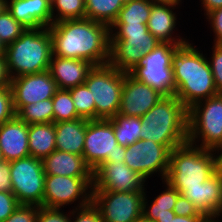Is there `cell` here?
Here are the masks:
<instances>
[{"label": "cell", "instance_id": "obj_29", "mask_svg": "<svg viewBox=\"0 0 222 222\" xmlns=\"http://www.w3.org/2000/svg\"><path fill=\"white\" fill-rule=\"evenodd\" d=\"M152 2L150 0H131L124 4L113 24H138L148 22Z\"/></svg>", "mask_w": 222, "mask_h": 222}, {"label": "cell", "instance_id": "obj_20", "mask_svg": "<svg viewBox=\"0 0 222 222\" xmlns=\"http://www.w3.org/2000/svg\"><path fill=\"white\" fill-rule=\"evenodd\" d=\"M0 148L3 159L8 162L30 156L28 124L17 115L0 126Z\"/></svg>", "mask_w": 222, "mask_h": 222}, {"label": "cell", "instance_id": "obj_6", "mask_svg": "<svg viewBox=\"0 0 222 222\" xmlns=\"http://www.w3.org/2000/svg\"><path fill=\"white\" fill-rule=\"evenodd\" d=\"M109 28V64L122 72H131L142 62L143 56L160 43L148 31L146 23L112 24Z\"/></svg>", "mask_w": 222, "mask_h": 222}, {"label": "cell", "instance_id": "obj_24", "mask_svg": "<svg viewBox=\"0 0 222 222\" xmlns=\"http://www.w3.org/2000/svg\"><path fill=\"white\" fill-rule=\"evenodd\" d=\"M87 123L88 120L84 118L54 123L56 150L82 156Z\"/></svg>", "mask_w": 222, "mask_h": 222}, {"label": "cell", "instance_id": "obj_17", "mask_svg": "<svg viewBox=\"0 0 222 222\" xmlns=\"http://www.w3.org/2000/svg\"><path fill=\"white\" fill-rule=\"evenodd\" d=\"M163 95L151 86L125 73L119 113L122 116L142 117Z\"/></svg>", "mask_w": 222, "mask_h": 222}, {"label": "cell", "instance_id": "obj_41", "mask_svg": "<svg viewBox=\"0 0 222 222\" xmlns=\"http://www.w3.org/2000/svg\"><path fill=\"white\" fill-rule=\"evenodd\" d=\"M173 212L177 216H204L194 204L182 194L177 197Z\"/></svg>", "mask_w": 222, "mask_h": 222}, {"label": "cell", "instance_id": "obj_8", "mask_svg": "<svg viewBox=\"0 0 222 222\" xmlns=\"http://www.w3.org/2000/svg\"><path fill=\"white\" fill-rule=\"evenodd\" d=\"M125 73L112 65L93 66L85 80L96 107V120L109 119L119 113Z\"/></svg>", "mask_w": 222, "mask_h": 222}, {"label": "cell", "instance_id": "obj_52", "mask_svg": "<svg viewBox=\"0 0 222 222\" xmlns=\"http://www.w3.org/2000/svg\"><path fill=\"white\" fill-rule=\"evenodd\" d=\"M134 222H152V221H148V220L144 219L143 217H141L140 219H138Z\"/></svg>", "mask_w": 222, "mask_h": 222}, {"label": "cell", "instance_id": "obj_14", "mask_svg": "<svg viewBox=\"0 0 222 222\" xmlns=\"http://www.w3.org/2000/svg\"><path fill=\"white\" fill-rule=\"evenodd\" d=\"M146 193L92 191V202L100 210L103 222H134L142 217Z\"/></svg>", "mask_w": 222, "mask_h": 222}, {"label": "cell", "instance_id": "obj_2", "mask_svg": "<svg viewBox=\"0 0 222 222\" xmlns=\"http://www.w3.org/2000/svg\"><path fill=\"white\" fill-rule=\"evenodd\" d=\"M187 42L172 55L174 95L189 109L195 103L218 93L209 62L203 53Z\"/></svg>", "mask_w": 222, "mask_h": 222}, {"label": "cell", "instance_id": "obj_38", "mask_svg": "<svg viewBox=\"0 0 222 222\" xmlns=\"http://www.w3.org/2000/svg\"><path fill=\"white\" fill-rule=\"evenodd\" d=\"M15 115L11 88H0V126Z\"/></svg>", "mask_w": 222, "mask_h": 222}, {"label": "cell", "instance_id": "obj_12", "mask_svg": "<svg viewBox=\"0 0 222 222\" xmlns=\"http://www.w3.org/2000/svg\"><path fill=\"white\" fill-rule=\"evenodd\" d=\"M94 177L45 175L43 206L61 208L79 200L76 208L92 201Z\"/></svg>", "mask_w": 222, "mask_h": 222}, {"label": "cell", "instance_id": "obj_22", "mask_svg": "<svg viewBox=\"0 0 222 222\" xmlns=\"http://www.w3.org/2000/svg\"><path fill=\"white\" fill-rule=\"evenodd\" d=\"M174 7L176 9L178 5L153 3L147 22L148 31L161 43L184 45L188 42L185 38L180 35L173 36L177 23L176 12L172 11Z\"/></svg>", "mask_w": 222, "mask_h": 222}, {"label": "cell", "instance_id": "obj_18", "mask_svg": "<svg viewBox=\"0 0 222 222\" xmlns=\"http://www.w3.org/2000/svg\"><path fill=\"white\" fill-rule=\"evenodd\" d=\"M180 194L186 197L204 216L222 215V177L216 172L201 186L185 188Z\"/></svg>", "mask_w": 222, "mask_h": 222}, {"label": "cell", "instance_id": "obj_37", "mask_svg": "<svg viewBox=\"0 0 222 222\" xmlns=\"http://www.w3.org/2000/svg\"><path fill=\"white\" fill-rule=\"evenodd\" d=\"M39 207L37 205L19 204L14 212L3 222H37Z\"/></svg>", "mask_w": 222, "mask_h": 222}, {"label": "cell", "instance_id": "obj_46", "mask_svg": "<svg viewBox=\"0 0 222 222\" xmlns=\"http://www.w3.org/2000/svg\"><path fill=\"white\" fill-rule=\"evenodd\" d=\"M213 151L215 152V154L217 153V155H215L216 172L222 177V145L217 146Z\"/></svg>", "mask_w": 222, "mask_h": 222}, {"label": "cell", "instance_id": "obj_4", "mask_svg": "<svg viewBox=\"0 0 222 222\" xmlns=\"http://www.w3.org/2000/svg\"><path fill=\"white\" fill-rule=\"evenodd\" d=\"M53 55L49 27L26 29L13 43L6 46V63L11 79L49 70Z\"/></svg>", "mask_w": 222, "mask_h": 222}, {"label": "cell", "instance_id": "obj_43", "mask_svg": "<svg viewBox=\"0 0 222 222\" xmlns=\"http://www.w3.org/2000/svg\"><path fill=\"white\" fill-rule=\"evenodd\" d=\"M0 192H12L10 162L6 160L0 162Z\"/></svg>", "mask_w": 222, "mask_h": 222}, {"label": "cell", "instance_id": "obj_50", "mask_svg": "<svg viewBox=\"0 0 222 222\" xmlns=\"http://www.w3.org/2000/svg\"><path fill=\"white\" fill-rule=\"evenodd\" d=\"M6 53V46L5 44L0 40V56H5Z\"/></svg>", "mask_w": 222, "mask_h": 222}, {"label": "cell", "instance_id": "obj_21", "mask_svg": "<svg viewBox=\"0 0 222 222\" xmlns=\"http://www.w3.org/2000/svg\"><path fill=\"white\" fill-rule=\"evenodd\" d=\"M93 64L86 60H77L53 56L49 72L56 82L58 89H70L85 83Z\"/></svg>", "mask_w": 222, "mask_h": 222}, {"label": "cell", "instance_id": "obj_5", "mask_svg": "<svg viewBox=\"0 0 222 222\" xmlns=\"http://www.w3.org/2000/svg\"><path fill=\"white\" fill-rule=\"evenodd\" d=\"M216 173V159L213 150L189 144L174 148L170 153L166 181L179 193L185 188L201 186Z\"/></svg>", "mask_w": 222, "mask_h": 222}, {"label": "cell", "instance_id": "obj_48", "mask_svg": "<svg viewBox=\"0 0 222 222\" xmlns=\"http://www.w3.org/2000/svg\"><path fill=\"white\" fill-rule=\"evenodd\" d=\"M152 3L180 5L182 0H150Z\"/></svg>", "mask_w": 222, "mask_h": 222}, {"label": "cell", "instance_id": "obj_11", "mask_svg": "<svg viewBox=\"0 0 222 222\" xmlns=\"http://www.w3.org/2000/svg\"><path fill=\"white\" fill-rule=\"evenodd\" d=\"M45 175L42 159L29 156L10 162L12 193L19 204L43 206Z\"/></svg>", "mask_w": 222, "mask_h": 222}, {"label": "cell", "instance_id": "obj_53", "mask_svg": "<svg viewBox=\"0 0 222 222\" xmlns=\"http://www.w3.org/2000/svg\"><path fill=\"white\" fill-rule=\"evenodd\" d=\"M4 159H3V156H2V153H1V148H0V162H2Z\"/></svg>", "mask_w": 222, "mask_h": 222}, {"label": "cell", "instance_id": "obj_7", "mask_svg": "<svg viewBox=\"0 0 222 222\" xmlns=\"http://www.w3.org/2000/svg\"><path fill=\"white\" fill-rule=\"evenodd\" d=\"M188 143L209 150L222 145V93L188 109Z\"/></svg>", "mask_w": 222, "mask_h": 222}, {"label": "cell", "instance_id": "obj_10", "mask_svg": "<svg viewBox=\"0 0 222 222\" xmlns=\"http://www.w3.org/2000/svg\"><path fill=\"white\" fill-rule=\"evenodd\" d=\"M181 45L159 43L152 51L143 56L142 62L129 72L137 80L151 86L163 96L175 93L172 55Z\"/></svg>", "mask_w": 222, "mask_h": 222}, {"label": "cell", "instance_id": "obj_19", "mask_svg": "<svg viewBox=\"0 0 222 222\" xmlns=\"http://www.w3.org/2000/svg\"><path fill=\"white\" fill-rule=\"evenodd\" d=\"M6 9L27 29L53 24L51 0H6Z\"/></svg>", "mask_w": 222, "mask_h": 222}, {"label": "cell", "instance_id": "obj_47", "mask_svg": "<svg viewBox=\"0 0 222 222\" xmlns=\"http://www.w3.org/2000/svg\"><path fill=\"white\" fill-rule=\"evenodd\" d=\"M204 216H177L171 222H199Z\"/></svg>", "mask_w": 222, "mask_h": 222}, {"label": "cell", "instance_id": "obj_15", "mask_svg": "<svg viewBox=\"0 0 222 222\" xmlns=\"http://www.w3.org/2000/svg\"><path fill=\"white\" fill-rule=\"evenodd\" d=\"M10 88L16 114L25 105L52 98L58 90L49 70L13 78Z\"/></svg>", "mask_w": 222, "mask_h": 222}, {"label": "cell", "instance_id": "obj_26", "mask_svg": "<svg viewBox=\"0 0 222 222\" xmlns=\"http://www.w3.org/2000/svg\"><path fill=\"white\" fill-rule=\"evenodd\" d=\"M54 123L28 125V145L30 156L43 159L56 150Z\"/></svg>", "mask_w": 222, "mask_h": 222}, {"label": "cell", "instance_id": "obj_28", "mask_svg": "<svg viewBox=\"0 0 222 222\" xmlns=\"http://www.w3.org/2000/svg\"><path fill=\"white\" fill-rule=\"evenodd\" d=\"M114 129V134L119 145L127 147L140 140L141 118L122 116L116 114L108 119Z\"/></svg>", "mask_w": 222, "mask_h": 222}, {"label": "cell", "instance_id": "obj_51", "mask_svg": "<svg viewBox=\"0 0 222 222\" xmlns=\"http://www.w3.org/2000/svg\"><path fill=\"white\" fill-rule=\"evenodd\" d=\"M6 9V0H0V14Z\"/></svg>", "mask_w": 222, "mask_h": 222}, {"label": "cell", "instance_id": "obj_45", "mask_svg": "<svg viewBox=\"0 0 222 222\" xmlns=\"http://www.w3.org/2000/svg\"><path fill=\"white\" fill-rule=\"evenodd\" d=\"M205 16L213 10L222 8V0H200Z\"/></svg>", "mask_w": 222, "mask_h": 222}, {"label": "cell", "instance_id": "obj_32", "mask_svg": "<svg viewBox=\"0 0 222 222\" xmlns=\"http://www.w3.org/2000/svg\"><path fill=\"white\" fill-rule=\"evenodd\" d=\"M51 12L53 23L86 18L85 3L82 0H51Z\"/></svg>", "mask_w": 222, "mask_h": 222}, {"label": "cell", "instance_id": "obj_3", "mask_svg": "<svg viewBox=\"0 0 222 222\" xmlns=\"http://www.w3.org/2000/svg\"><path fill=\"white\" fill-rule=\"evenodd\" d=\"M141 118V140H152L170 150L188 142V108L175 96H163Z\"/></svg>", "mask_w": 222, "mask_h": 222}, {"label": "cell", "instance_id": "obj_16", "mask_svg": "<svg viewBox=\"0 0 222 222\" xmlns=\"http://www.w3.org/2000/svg\"><path fill=\"white\" fill-rule=\"evenodd\" d=\"M146 179L131 170L124 161L103 163L94 171L92 191L139 192L145 191Z\"/></svg>", "mask_w": 222, "mask_h": 222}, {"label": "cell", "instance_id": "obj_35", "mask_svg": "<svg viewBox=\"0 0 222 222\" xmlns=\"http://www.w3.org/2000/svg\"><path fill=\"white\" fill-rule=\"evenodd\" d=\"M72 210L70 222H103L100 210L92 201L85 206L75 207Z\"/></svg>", "mask_w": 222, "mask_h": 222}, {"label": "cell", "instance_id": "obj_33", "mask_svg": "<svg viewBox=\"0 0 222 222\" xmlns=\"http://www.w3.org/2000/svg\"><path fill=\"white\" fill-rule=\"evenodd\" d=\"M75 105L77 115L87 120H96V107L91 91L85 84L68 89Z\"/></svg>", "mask_w": 222, "mask_h": 222}, {"label": "cell", "instance_id": "obj_36", "mask_svg": "<svg viewBox=\"0 0 222 222\" xmlns=\"http://www.w3.org/2000/svg\"><path fill=\"white\" fill-rule=\"evenodd\" d=\"M208 62L213 74L215 87L218 93H222V45H213L212 55Z\"/></svg>", "mask_w": 222, "mask_h": 222}, {"label": "cell", "instance_id": "obj_34", "mask_svg": "<svg viewBox=\"0 0 222 222\" xmlns=\"http://www.w3.org/2000/svg\"><path fill=\"white\" fill-rule=\"evenodd\" d=\"M26 29L7 9L0 14V40L5 46L18 39Z\"/></svg>", "mask_w": 222, "mask_h": 222}, {"label": "cell", "instance_id": "obj_27", "mask_svg": "<svg viewBox=\"0 0 222 222\" xmlns=\"http://www.w3.org/2000/svg\"><path fill=\"white\" fill-rule=\"evenodd\" d=\"M128 1L131 0H88L85 4L86 18L110 27Z\"/></svg>", "mask_w": 222, "mask_h": 222}, {"label": "cell", "instance_id": "obj_42", "mask_svg": "<svg viewBox=\"0 0 222 222\" xmlns=\"http://www.w3.org/2000/svg\"><path fill=\"white\" fill-rule=\"evenodd\" d=\"M206 19L211 23V30L214 32V44L222 45V8L208 13Z\"/></svg>", "mask_w": 222, "mask_h": 222}, {"label": "cell", "instance_id": "obj_23", "mask_svg": "<svg viewBox=\"0 0 222 222\" xmlns=\"http://www.w3.org/2000/svg\"><path fill=\"white\" fill-rule=\"evenodd\" d=\"M46 175H62L69 177H94L93 170L81 155L61 150L53 151L42 159Z\"/></svg>", "mask_w": 222, "mask_h": 222}, {"label": "cell", "instance_id": "obj_31", "mask_svg": "<svg viewBox=\"0 0 222 222\" xmlns=\"http://www.w3.org/2000/svg\"><path fill=\"white\" fill-rule=\"evenodd\" d=\"M52 103L53 123L61 121H72L80 118L77 115V111L69 90L58 89L55 95L52 97Z\"/></svg>", "mask_w": 222, "mask_h": 222}, {"label": "cell", "instance_id": "obj_40", "mask_svg": "<svg viewBox=\"0 0 222 222\" xmlns=\"http://www.w3.org/2000/svg\"><path fill=\"white\" fill-rule=\"evenodd\" d=\"M19 206L12 192H0V222L6 220Z\"/></svg>", "mask_w": 222, "mask_h": 222}, {"label": "cell", "instance_id": "obj_30", "mask_svg": "<svg viewBox=\"0 0 222 222\" xmlns=\"http://www.w3.org/2000/svg\"><path fill=\"white\" fill-rule=\"evenodd\" d=\"M16 115L28 125L53 123L52 98L25 105Z\"/></svg>", "mask_w": 222, "mask_h": 222}, {"label": "cell", "instance_id": "obj_44", "mask_svg": "<svg viewBox=\"0 0 222 222\" xmlns=\"http://www.w3.org/2000/svg\"><path fill=\"white\" fill-rule=\"evenodd\" d=\"M11 78L8 73L5 56H0V88L10 87Z\"/></svg>", "mask_w": 222, "mask_h": 222}, {"label": "cell", "instance_id": "obj_39", "mask_svg": "<svg viewBox=\"0 0 222 222\" xmlns=\"http://www.w3.org/2000/svg\"><path fill=\"white\" fill-rule=\"evenodd\" d=\"M71 211L69 214L61 211V208H48L40 206L38 208L37 222H70Z\"/></svg>", "mask_w": 222, "mask_h": 222}, {"label": "cell", "instance_id": "obj_49", "mask_svg": "<svg viewBox=\"0 0 222 222\" xmlns=\"http://www.w3.org/2000/svg\"><path fill=\"white\" fill-rule=\"evenodd\" d=\"M218 217L219 216H204L199 222H219Z\"/></svg>", "mask_w": 222, "mask_h": 222}, {"label": "cell", "instance_id": "obj_9", "mask_svg": "<svg viewBox=\"0 0 222 222\" xmlns=\"http://www.w3.org/2000/svg\"><path fill=\"white\" fill-rule=\"evenodd\" d=\"M82 156L93 172L103 163L124 161L125 147L118 144L108 119L88 120Z\"/></svg>", "mask_w": 222, "mask_h": 222}, {"label": "cell", "instance_id": "obj_1", "mask_svg": "<svg viewBox=\"0 0 222 222\" xmlns=\"http://www.w3.org/2000/svg\"><path fill=\"white\" fill-rule=\"evenodd\" d=\"M53 56L86 60L94 66L109 63L110 28L84 19H66L49 27Z\"/></svg>", "mask_w": 222, "mask_h": 222}, {"label": "cell", "instance_id": "obj_25", "mask_svg": "<svg viewBox=\"0 0 222 222\" xmlns=\"http://www.w3.org/2000/svg\"><path fill=\"white\" fill-rule=\"evenodd\" d=\"M165 190L151 201L148 205L147 196L143 199L142 217L152 222H171L176 215L173 212L177 197L180 193L166 180L162 181Z\"/></svg>", "mask_w": 222, "mask_h": 222}, {"label": "cell", "instance_id": "obj_13", "mask_svg": "<svg viewBox=\"0 0 222 222\" xmlns=\"http://www.w3.org/2000/svg\"><path fill=\"white\" fill-rule=\"evenodd\" d=\"M170 153L171 150L165 145L140 139L125 147L124 162L145 179L159 172L163 181L168 173Z\"/></svg>", "mask_w": 222, "mask_h": 222}]
</instances>
